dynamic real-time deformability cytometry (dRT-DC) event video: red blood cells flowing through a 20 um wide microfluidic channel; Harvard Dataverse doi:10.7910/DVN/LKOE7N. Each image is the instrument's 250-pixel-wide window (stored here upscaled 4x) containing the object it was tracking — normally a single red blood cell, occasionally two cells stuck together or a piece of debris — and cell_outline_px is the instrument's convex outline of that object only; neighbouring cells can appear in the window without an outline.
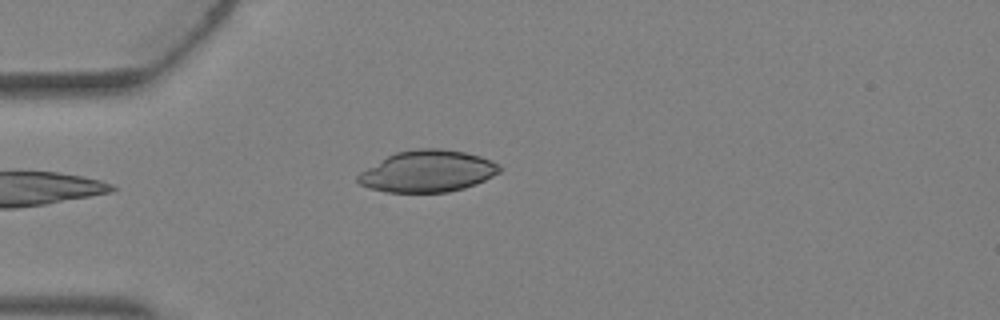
{"species": "Egyptian fruit bat (a non-hibernating species)", "species_latin": "Rousettus aegyptiacus", "temperature_condition": "warm", "stored_images_in_passage": 1, "camera_frame_rate_fps": 3000, "um_per_image_px": 0.085, "animal": {"sex": "female"}, "frame": {"image": 1, "passage_image": 1, "time_ms": 0.0, "image_size_px": [1000, 320], "cell_outline_px": [[500, 172], [476, 184], [464, 188], [448, 192], [388, 192], [368, 188], [360, 184], [356, 180], [356, 176], [360, 172], [388, 156], [396, 152], [420, 148], [440, 148], [464, 152], [480, 156], [492, 160], [500, 164]], "centroid_in_image_um": [36.35, 14.56], "position_along_channel_um": 48.6, "area_um2": 34.28}}